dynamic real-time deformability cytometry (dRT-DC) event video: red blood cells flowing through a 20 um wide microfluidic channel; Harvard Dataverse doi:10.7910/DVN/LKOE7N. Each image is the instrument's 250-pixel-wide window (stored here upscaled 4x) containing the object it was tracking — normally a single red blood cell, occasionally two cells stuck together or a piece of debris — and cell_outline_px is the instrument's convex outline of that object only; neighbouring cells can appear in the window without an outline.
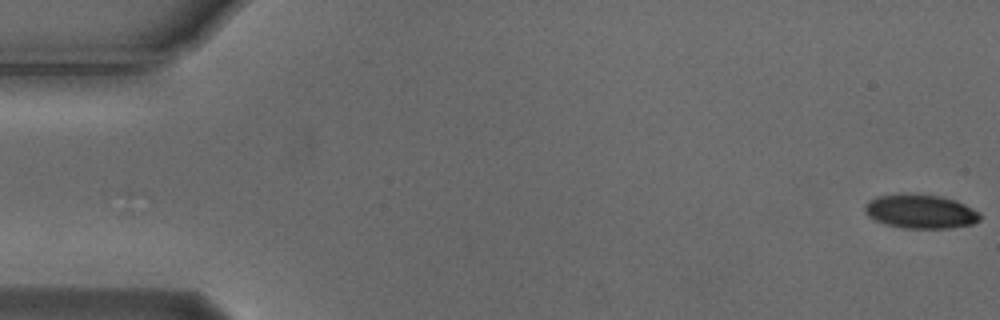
{"species": "Egyptian fruit bat (a non-hibernating species)", "species_latin": "Rousettus aegyptiacus", "temperature_condition": "cold", "stored_images_in_passage": 55, "camera_frame_rate_fps": 3000, "um_per_image_px": 0.085, "animal": {"sex": "male"}, "frame": {"image": 1, "passage_image": 1, "time_ms": 0.0, "image_size_px": [1000, 320], "cell_outline_px": [[980, 220], [972, 224], [952, 228], [904, 228], [884, 224], [868, 216], [864, 212], [864, 204], [868, 200], [876, 196], [940, 196], [956, 200], [980, 212]], "centroid_in_image_um": [78.25, 18.01], "position_along_channel_um": 6.7, "area_um2": 22.31}}
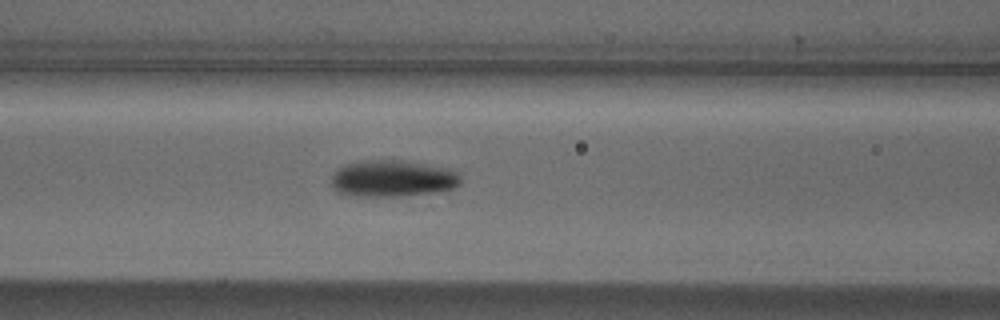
{"frame": {"image": 2, "passage_image": 23, "time_ms": 7.333, "image_size_px": [1000, 320], "cell_outline_px": [[460, 184], [444, 192], [404, 196], [352, 196], [336, 192], [332, 184], [332, 172], [336, 168], [344, 164], [360, 160], [412, 160], [452, 168], [460, 172]], "centroid_in_image_um": [33.42, 15.16], "position_along_channel_um": 133.2, "area_um2": 28.73}}
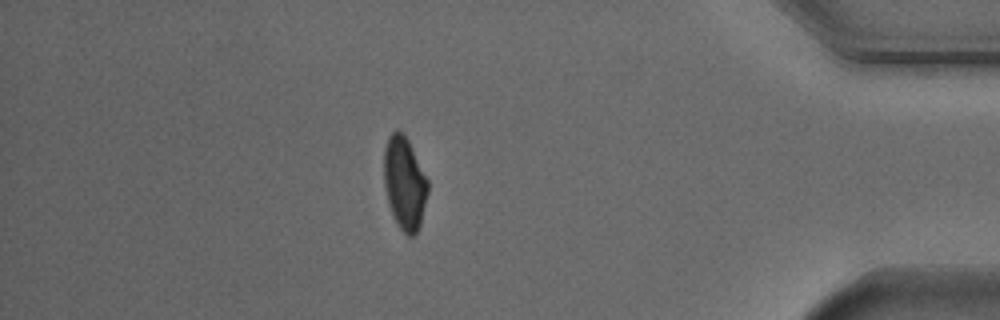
{"frame": {"image": 3, "passage_image": 48, "time_ms": 15.667, "image_size_px": [1000, 320], "cell_outline_px": [[428, 192], [420, 224], [416, 232], [412, 236], [408, 236], [400, 228], [392, 216], [388, 204], [384, 184], [384, 148], [388, 136], [392, 132], [404, 132], [428, 180]], "centroid_in_image_um": [34.37, 15.57], "position_along_channel_um": 400.8, "area_um2": 23.64}, "authors_computed_cell_mechanics": {"area_um2": 24.5072, "velocity_mm_per_s": 3.7317, "shape_relaxation_time_tau1_ms": 3.4196, "shape_relaxation_time_tau2_ms": 8.3702, "deformation_change_tau1": 0.1341, "deformation_change_tau2": 0.0894}}